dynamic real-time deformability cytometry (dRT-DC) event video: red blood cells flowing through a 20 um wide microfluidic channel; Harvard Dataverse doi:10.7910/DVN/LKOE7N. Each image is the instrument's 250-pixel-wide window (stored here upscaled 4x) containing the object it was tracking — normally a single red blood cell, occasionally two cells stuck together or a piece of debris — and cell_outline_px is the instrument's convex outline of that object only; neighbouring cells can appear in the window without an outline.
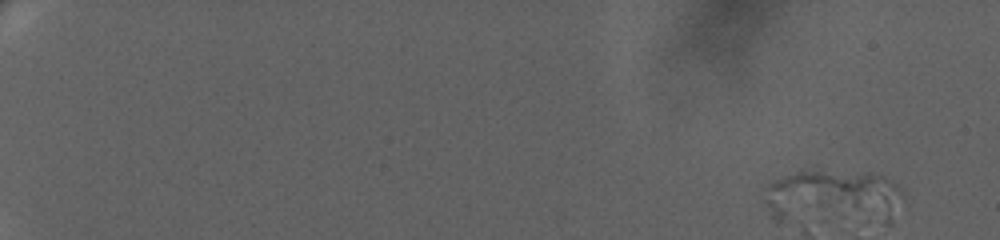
{"species": "human", "species_latin": "Homo sapiens", "temperature_condition": "warm", "stored_images_in_passage": 4, "camera_frame_rate_fps": 3000, "um_per_image_px": 0.085, "donor": {"sex": "female"}, "frame": {"image": 1, "passage_image": 1, "time_ms": 0.0, "image_size_px": [1000, 240], "cell_outline_px": [[904, 192], [892, 224], [776, 224], [764, 200], [768, 184], [772, 180], [800, 168], [804, 168], [868, 172], [884, 176], [896, 184]], "centroid_in_image_um": [70.78, 16.82], "position_along_channel_um": 14.2, "area_um2": 48.09}}